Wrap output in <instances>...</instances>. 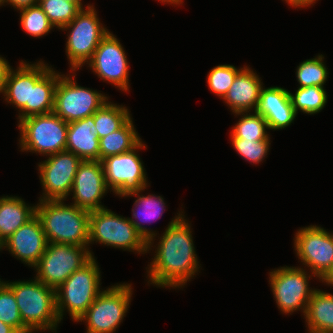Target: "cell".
Returning a JSON list of instances; mask_svg holds the SVG:
<instances>
[{
	"label": "cell",
	"mask_w": 333,
	"mask_h": 333,
	"mask_svg": "<svg viewBox=\"0 0 333 333\" xmlns=\"http://www.w3.org/2000/svg\"><path fill=\"white\" fill-rule=\"evenodd\" d=\"M183 216L179 213L169 223L150 263L149 281L159 287H182L199 269L192 231Z\"/></svg>",
	"instance_id": "6da1fadb"
},
{
	"label": "cell",
	"mask_w": 333,
	"mask_h": 333,
	"mask_svg": "<svg viewBox=\"0 0 333 333\" xmlns=\"http://www.w3.org/2000/svg\"><path fill=\"white\" fill-rule=\"evenodd\" d=\"M156 234L137 220L121 217L107 208L90 211L89 244L99 242L123 250L146 253Z\"/></svg>",
	"instance_id": "7a4b0ae2"
},
{
	"label": "cell",
	"mask_w": 333,
	"mask_h": 333,
	"mask_svg": "<svg viewBox=\"0 0 333 333\" xmlns=\"http://www.w3.org/2000/svg\"><path fill=\"white\" fill-rule=\"evenodd\" d=\"M36 215L48 243L89 245L90 211L64 204L63 200H46L36 205Z\"/></svg>",
	"instance_id": "3957f363"
},
{
	"label": "cell",
	"mask_w": 333,
	"mask_h": 333,
	"mask_svg": "<svg viewBox=\"0 0 333 333\" xmlns=\"http://www.w3.org/2000/svg\"><path fill=\"white\" fill-rule=\"evenodd\" d=\"M21 319L31 331L54 330L60 322L56 311V290L36 278L28 281L10 282Z\"/></svg>",
	"instance_id": "277c9868"
},
{
	"label": "cell",
	"mask_w": 333,
	"mask_h": 333,
	"mask_svg": "<svg viewBox=\"0 0 333 333\" xmlns=\"http://www.w3.org/2000/svg\"><path fill=\"white\" fill-rule=\"evenodd\" d=\"M100 278L99 267L93 256L56 289V311L60 321L66 308L71 318L79 322L102 292L99 287Z\"/></svg>",
	"instance_id": "5b68a950"
},
{
	"label": "cell",
	"mask_w": 333,
	"mask_h": 333,
	"mask_svg": "<svg viewBox=\"0 0 333 333\" xmlns=\"http://www.w3.org/2000/svg\"><path fill=\"white\" fill-rule=\"evenodd\" d=\"M18 128L22 151L50 156L66 150L68 123L54 112L26 117Z\"/></svg>",
	"instance_id": "8992f818"
},
{
	"label": "cell",
	"mask_w": 333,
	"mask_h": 333,
	"mask_svg": "<svg viewBox=\"0 0 333 333\" xmlns=\"http://www.w3.org/2000/svg\"><path fill=\"white\" fill-rule=\"evenodd\" d=\"M61 29L71 31L66 43V53L72 71L91 60L95 49L109 32L100 24L95 8L90 5L81 9L76 17Z\"/></svg>",
	"instance_id": "52a82bcc"
},
{
	"label": "cell",
	"mask_w": 333,
	"mask_h": 333,
	"mask_svg": "<svg viewBox=\"0 0 333 333\" xmlns=\"http://www.w3.org/2000/svg\"><path fill=\"white\" fill-rule=\"evenodd\" d=\"M88 247L61 243H48L46 251L34 266L36 279L57 289L73 272L92 257Z\"/></svg>",
	"instance_id": "ba28073f"
},
{
	"label": "cell",
	"mask_w": 333,
	"mask_h": 333,
	"mask_svg": "<svg viewBox=\"0 0 333 333\" xmlns=\"http://www.w3.org/2000/svg\"><path fill=\"white\" fill-rule=\"evenodd\" d=\"M132 297L131 284L103 290L79 321L87 322V333H113L123 320Z\"/></svg>",
	"instance_id": "9c48e42d"
},
{
	"label": "cell",
	"mask_w": 333,
	"mask_h": 333,
	"mask_svg": "<svg viewBox=\"0 0 333 333\" xmlns=\"http://www.w3.org/2000/svg\"><path fill=\"white\" fill-rule=\"evenodd\" d=\"M63 76V77H62ZM108 98L61 75L55 89L53 112L67 123L92 116Z\"/></svg>",
	"instance_id": "30bf717a"
},
{
	"label": "cell",
	"mask_w": 333,
	"mask_h": 333,
	"mask_svg": "<svg viewBox=\"0 0 333 333\" xmlns=\"http://www.w3.org/2000/svg\"><path fill=\"white\" fill-rule=\"evenodd\" d=\"M141 142L129 152L111 155L101 160L105 182L119 196L141 192L147 187L144 166L136 150L145 148Z\"/></svg>",
	"instance_id": "8fae6325"
},
{
	"label": "cell",
	"mask_w": 333,
	"mask_h": 333,
	"mask_svg": "<svg viewBox=\"0 0 333 333\" xmlns=\"http://www.w3.org/2000/svg\"><path fill=\"white\" fill-rule=\"evenodd\" d=\"M270 287L272 288L278 308L283 313L302 309L304 315L314 290L308 287L307 272L298 267H281L270 272Z\"/></svg>",
	"instance_id": "7c38bea8"
},
{
	"label": "cell",
	"mask_w": 333,
	"mask_h": 333,
	"mask_svg": "<svg viewBox=\"0 0 333 333\" xmlns=\"http://www.w3.org/2000/svg\"><path fill=\"white\" fill-rule=\"evenodd\" d=\"M82 159L69 151L50 155L39 164L40 181L44 193L39 201L65 200L71 192L74 177Z\"/></svg>",
	"instance_id": "4fadbf2b"
},
{
	"label": "cell",
	"mask_w": 333,
	"mask_h": 333,
	"mask_svg": "<svg viewBox=\"0 0 333 333\" xmlns=\"http://www.w3.org/2000/svg\"><path fill=\"white\" fill-rule=\"evenodd\" d=\"M294 239L295 251L301 262L321 279L333 263V234L311 225L298 230Z\"/></svg>",
	"instance_id": "5bb4252c"
},
{
	"label": "cell",
	"mask_w": 333,
	"mask_h": 333,
	"mask_svg": "<svg viewBox=\"0 0 333 333\" xmlns=\"http://www.w3.org/2000/svg\"><path fill=\"white\" fill-rule=\"evenodd\" d=\"M87 64L101 79L114 84L120 90H129L127 57L122 45L112 33L108 32L101 40Z\"/></svg>",
	"instance_id": "9a60e30c"
},
{
	"label": "cell",
	"mask_w": 333,
	"mask_h": 333,
	"mask_svg": "<svg viewBox=\"0 0 333 333\" xmlns=\"http://www.w3.org/2000/svg\"><path fill=\"white\" fill-rule=\"evenodd\" d=\"M108 189L101 161L82 160L71 188L73 205L88 211L103 209L100 200Z\"/></svg>",
	"instance_id": "2e32d148"
},
{
	"label": "cell",
	"mask_w": 333,
	"mask_h": 333,
	"mask_svg": "<svg viewBox=\"0 0 333 333\" xmlns=\"http://www.w3.org/2000/svg\"><path fill=\"white\" fill-rule=\"evenodd\" d=\"M44 62L29 64L21 61L17 70L10 69L1 90L8 103L20 110L19 121L26 118V105H31L32 86L50 69Z\"/></svg>",
	"instance_id": "e0dca14e"
},
{
	"label": "cell",
	"mask_w": 333,
	"mask_h": 333,
	"mask_svg": "<svg viewBox=\"0 0 333 333\" xmlns=\"http://www.w3.org/2000/svg\"><path fill=\"white\" fill-rule=\"evenodd\" d=\"M48 241L39 217L35 214L2 243L18 259L34 267L46 251Z\"/></svg>",
	"instance_id": "ac0fdd59"
},
{
	"label": "cell",
	"mask_w": 333,
	"mask_h": 333,
	"mask_svg": "<svg viewBox=\"0 0 333 333\" xmlns=\"http://www.w3.org/2000/svg\"><path fill=\"white\" fill-rule=\"evenodd\" d=\"M255 112L265 118L271 130L291 125L297 115L292 106L290 91L277 86L261 89Z\"/></svg>",
	"instance_id": "d6986e66"
},
{
	"label": "cell",
	"mask_w": 333,
	"mask_h": 333,
	"mask_svg": "<svg viewBox=\"0 0 333 333\" xmlns=\"http://www.w3.org/2000/svg\"><path fill=\"white\" fill-rule=\"evenodd\" d=\"M261 80L256 72L249 67H243L235 79L224 100L230 106L232 112H248L257 108L261 89L263 88Z\"/></svg>",
	"instance_id": "ffe728a7"
},
{
	"label": "cell",
	"mask_w": 333,
	"mask_h": 333,
	"mask_svg": "<svg viewBox=\"0 0 333 333\" xmlns=\"http://www.w3.org/2000/svg\"><path fill=\"white\" fill-rule=\"evenodd\" d=\"M66 151L82 160H99V137L93 116L68 123Z\"/></svg>",
	"instance_id": "44dd1931"
},
{
	"label": "cell",
	"mask_w": 333,
	"mask_h": 333,
	"mask_svg": "<svg viewBox=\"0 0 333 333\" xmlns=\"http://www.w3.org/2000/svg\"><path fill=\"white\" fill-rule=\"evenodd\" d=\"M36 214V206H28L19 197L0 198V245L20 226Z\"/></svg>",
	"instance_id": "7402d4cb"
},
{
	"label": "cell",
	"mask_w": 333,
	"mask_h": 333,
	"mask_svg": "<svg viewBox=\"0 0 333 333\" xmlns=\"http://www.w3.org/2000/svg\"><path fill=\"white\" fill-rule=\"evenodd\" d=\"M304 317L310 333H333V295L314 289Z\"/></svg>",
	"instance_id": "603a6c76"
},
{
	"label": "cell",
	"mask_w": 333,
	"mask_h": 333,
	"mask_svg": "<svg viewBox=\"0 0 333 333\" xmlns=\"http://www.w3.org/2000/svg\"><path fill=\"white\" fill-rule=\"evenodd\" d=\"M60 76L50 68L32 86L31 105H26V117L53 112L55 89Z\"/></svg>",
	"instance_id": "cb8c5ba5"
},
{
	"label": "cell",
	"mask_w": 333,
	"mask_h": 333,
	"mask_svg": "<svg viewBox=\"0 0 333 333\" xmlns=\"http://www.w3.org/2000/svg\"><path fill=\"white\" fill-rule=\"evenodd\" d=\"M141 142L130 118L120 129L99 139V161L111 155L129 152Z\"/></svg>",
	"instance_id": "d4e9b609"
},
{
	"label": "cell",
	"mask_w": 333,
	"mask_h": 333,
	"mask_svg": "<svg viewBox=\"0 0 333 333\" xmlns=\"http://www.w3.org/2000/svg\"><path fill=\"white\" fill-rule=\"evenodd\" d=\"M92 116L99 139L120 129L131 118L126 107L107 101Z\"/></svg>",
	"instance_id": "484cf974"
},
{
	"label": "cell",
	"mask_w": 333,
	"mask_h": 333,
	"mask_svg": "<svg viewBox=\"0 0 333 333\" xmlns=\"http://www.w3.org/2000/svg\"><path fill=\"white\" fill-rule=\"evenodd\" d=\"M236 112L241 115L238 123L232 128L231 138H241L243 140H270L269 135L265 131L269 129L268 123L261 114L254 112L252 115L247 112Z\"/></svg>",
	"instance_id": "4316f807"
},
{
	"label": "cell",
	"mask_w": 333,
	"mask_h": 333,
	"mask_svg": "<svg viewBox=\"0 0 333 333\" xmlns=\"http://www.w3.org/2000/svg\"><path fill=\"white\" fill-rule=\"evenodd\" d=\"M290 98L296 113L300 110L310 115L320 112L327 103L326 91L319 86L299 87Z\"/></svg>",
	"instance_id": "83f0119b"
},
{
	"label": "cell",
	"mask_w": 333,
	"mask_h": 333,
	"mask_svg": "<svg viewBox=\"0 0 333 333\" xmlns=\"http://www.w3.org/2000/svg\"><path fill=\"white\" fill-rule=\"evenodd\" d=\"M38 5L53 26L59 29L69 24L83 9L82 4H73L63 0H39Z\"/></svg>",
	"instance_id": "f1b7e54d"
},
{
	"label": "cell",
	"mask_w": 333,
	"mask_h": 333,
	"mask_svg": "<svg viewBox=\"0 0 333 333\" xmlns=\"http://www.w3.org/2000/svg\"><path fill=\"white\" fill-rule=\"evenodd\" d=\"M323 55L303 61L297 67V80L299 87H324L328 76L327 68L323 62Z\"/></svg>",
	"instance_id": "f546056e"
},
{
	"label": "cell",
	"mask_w": 333,
	"mask_h": 333,
	"mask_svg": "<svg viewBox=\"0 0 333 333\" xmlns=\"http://www.w3.org/2000/svg\"><path fill=\"white\" fill-rule=\"evenodd\" d=\"M0 321L19 333H32L23 323L12 289L6 284L0 288Z\"/></svg>",
	"instance_id": "4dcf8cb0"
},
{
	"label": "cell",
	"mask_w": 333,
	"mask_h": 333,
	"mask_svg": "<svg viewBox=\"0 0 333 333\" xmlns=\"http://www.w3.org/2000/svg\"><path fill=\"white\" fill-rule=\"evenodd\" d=\"M20 12L23 30L33 37L46 35L54 27L38 4L20 9Z\"/></svg>",
	"instance_id": "1f68e13d"
},
{
	"label": "cell",
	"mask_w": 333,
	"mask_h": 333,
	"mask_svg": "<svg viewBox=\"0 0 333 333\" xmlns=\"http://www.w3.org/2000/svg\"><path fill=\"white\" fill-rule=\"evenodd\" d=\"M138 193L140 192L137 191L123 196V197L126 196L128 197L130 195L132 196L137 195V199L135 200L134 203L135 209H132L133 218L140 219V217L143 216L142 217L143 223L146 221L149 222L152 219L155 220L158 217L160 218L166 206L164 203V199L161 196H155L153 194L148 196H143V195L141 196ZM140 208L142 209V211H139Z\"/></svg>",
	"instance_id": "d6a6232c"
},
{
	"label": "cell",
	"mask_w": 333,
	"mask_h": 333,
	"mask_svg": "<svg viewBox=\"0 0 333 333\" xmlns=\"http://www.w3.org/2000/svg\"><path fill=\"white\" fill-rule=\"evenodd\" d=\"M241 69L242 68L237 69L235 66L228 64L214 67L207 77V83L210 90L214 94L224 98L231 87L233 80Z\"/></svg>",
	"instance_id": "836d02e7"
},
{
	"label": "cell",
	"mask_w": 333,
	"mask_h": 333,
	"mask_svg": "<svg viewBox=\"0 0 333 333\" xmlns=\"http://www.w3.org/2000/svg\"><path fill=\"white\" fill-rule=\"evenodd\" d=\"M235 150L244 159L255 164L261 162L269 150V140H243L231 138Z\"/></svg>",
	"instance_id": "e575fe53"
},
{
	"label": "cell",
	"mask_w": 333,
	"mask_h": 333,
	"mask_svg": "<svg viewBox=\"0 0 333 333\" xmlns=\"http://www.w3.org/2000/svg\"><path fill=\"white\" fill-rule=\"evenodd\" d=\"M10 69L11 66L8 64L7 60L0 56V93L6 82Z\"/></svg>",
	"instance_id": "d590c367"
},
{
	"label": "cell",
	"mask_w": 333,
	"mask_h": 333,
	"mask_svg": "<svg viewBox=\"0 0 333 333\" xmlns=\"http://www.w3.org/2000/svg\"><path fill=\"white\" fill-rule=\"evenodd\" d=\"M39 0H5L6 3L14 6L17 10L38 4Z\"/></svg>",
	"instance_id": "8d00e7d4"
},
{
	"label": "cell",
	"mask_w": 333,
	"mask_h": 333,
	"mask_svg": "<svg viewBox=\"0 0 333 333\" xmlns=\"http://www.w3.org/2000/svg\"><path fill=\"white\" fill-rule=\"evenodd\" d=\"M285 1L293 7L301 8L315 3L316 0H285Z\"/></svg>",
	"instance_id": "74e56055"
},
{
	"label": "cell",
	"mask_w": 333,
	"mask_h": 333,
	"mask_svg": "<svg viewBox=\"0 0 333 333\" xmlns=\"http://www.w3.org/2000/svg\"><path fill=\"white\" fill-rule=\"evenodd\" d=\"M321 281L333 286V263L327 273L321 278Z\"/></svg>",
	"instance_id": "f35d334b"
},
{
	"label": "cell",
	"mask_w": 333,
	"mask_h": 333,
	"mask_svg": "<svg viewBox=\"0 0 333 333\" xmlns=\"http://www.w3.org/2000/svg\"><path fill=\"white\" fill-rule=\"evenodd\" d=\"M0 333H19L12 326L0 321Z\"/></svg>",
	"instance_id": "ab89813d"
},
{
	"label": "cell",
	"mask_w": 333,
	"mask_h": 333,
	"mask_svg": "<svg viewBox=\"0 0 333 333\" xmlns=\"http://www.w3.org/2000/svg\"><path fill=\"white\" fill-rule=\"evenodd\" d=\"M160 1L163 2V3H165V2H166V3H170V4L172 3V4H174V5H175V4H177V5H178V4H181V2H182V0H160Z\"/></svg>",
	"instance_id": "60d3db41"
},
{
	"label": "cell",
	"mask_w": 333,
	"mask_h": 333,
	"mask_svg": "<svg viewBox=\"0 0 333 333\" xmlns=\"http://www.w3.org/2000/svg\"><path fill=\"white\" fill-rule=\"evenodd\" d=\"M63 1H67V2H70V3H73V4H82L81 0H63Z\"/></svg>",
	"instance_id": "b9f144b4"
},
{
	"label": "cell",
	"mask_w": 333,
	"mask_h": 333,
	"mask_svg": "<svg viewBox=\"0 0 333 333\" xmlns=\"http://www.w3.org/2000/svg\"><path fill=\"white\" fill-rule=\"evenodd\" d=\"M5 3V0H0V6Z\"/></svg>",
	"instance_id": "7bdbcfd3"
},
{
	"label": "cell",
	"mask_w": 333,
	"mask_h": 333,
	"mask_svg": "<svg viewBox=\"0 0 333 333\" xmlns=\"http://www.w3.org/2000/svg\"><path fill=\"white\" fill-rule=\"evenodd\" d=\"M5 282H1V280H0V288L3 286V284H4Z\"/></svg>",
	"instance_id": "ee69618b"
}]
</instances>
